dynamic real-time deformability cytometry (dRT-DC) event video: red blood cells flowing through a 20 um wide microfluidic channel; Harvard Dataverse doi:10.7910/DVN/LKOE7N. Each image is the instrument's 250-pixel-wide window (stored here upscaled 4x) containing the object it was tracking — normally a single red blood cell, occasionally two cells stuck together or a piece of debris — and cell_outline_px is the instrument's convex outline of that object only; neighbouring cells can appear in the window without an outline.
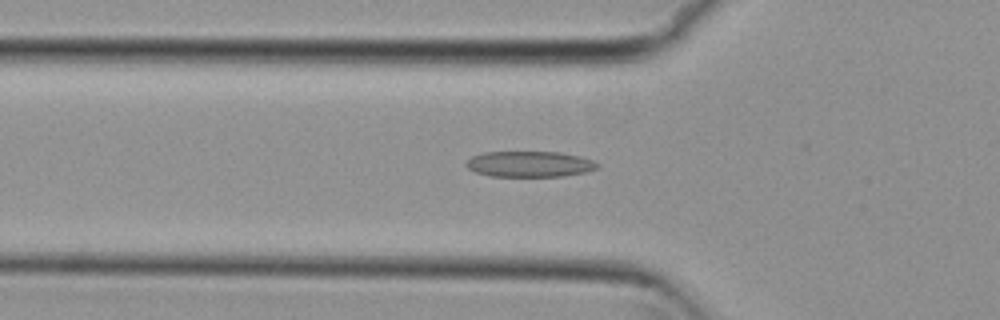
{"species": "common noctule bat (a hibernating species)", "species_latin": "Nyctalus noctula", "temperature_condition": "cold", "stored_images_in_passage": 55, "camera_frame_rate_fps": 3000, "um_per_image_px": 0.085, "animal": {"sex": "female", "body_mass_g": 29.2, "forearm_length_mm": 56.3}, "frame": {"image": 1, "passage_image": 19, "time_ms": 6.0, "image_size_px": [1000, 320], "cell_outline_px": [[600, 168], [588, 172], [564, 176], [488, 176], [476, 172], [468, 168], [464, 164], [472, 156], [484, 152], [560, 152], [580, 156], [592, 160], [600, 164]], "centroid_in_image_um": [45.06, 13.95], "position_along_channel_um": 80.7, "area_um2": 19.88}}
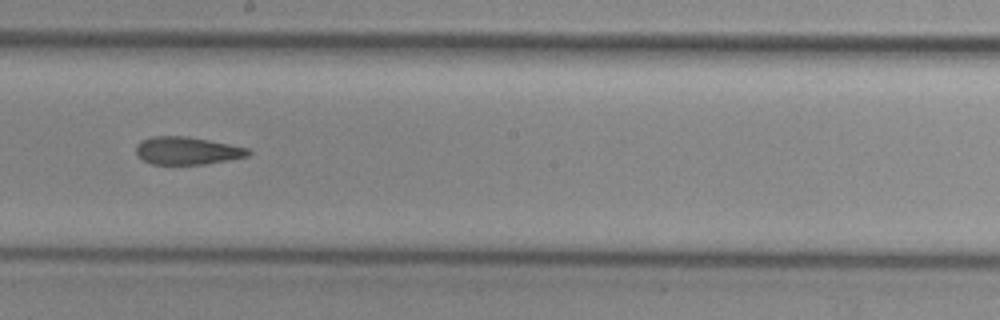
{"frame": {"image": 2, "passage_image": 31, "time_ms": 10.0, "image_size_px": [1000, 320], "cell_outline_px": [[252, 152], [248, 156], [228, 160], [204, 164], [152, 164], [144, 160], [136, 152], [136, 144], [140, 140], [152, 136], [188, 136], [248, 148]], "centroid_in_image_um": [15.89, 12.8], "position_along_channel_um": 232.3, "area_um2": 18.03}}
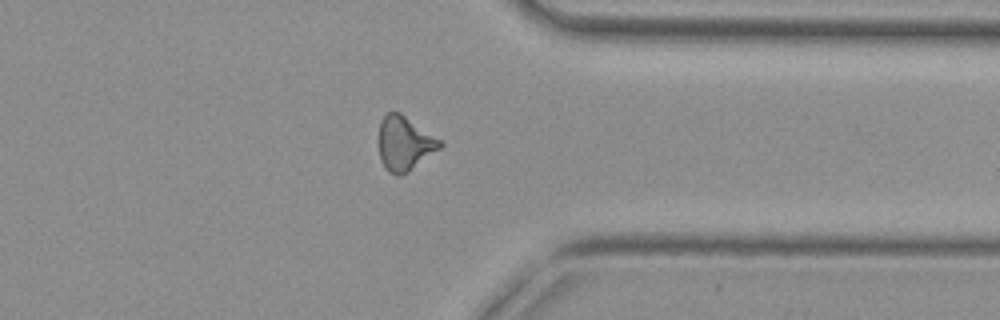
{"frame": {"image": 3, "passage_image": 43, "time_ms": 14.0, "image_size_px": [1000, 320], "cell_outline_px": [[444, 144], [440, 148], [408, 172], [400, 176], [396, 176], [388, 172], [384, 168], [380, 160], [376, 140], [380, 120], [388, 112], [400, 112], [444, 140]], "centroid_in_image_um": [34.36, 12.18], "position_along_channel_um": 377.0, "area_um2": 20.17}, "authors_computed_cell_mechanics": {"area_um2": 19.1318, "velocity_mm_per_s": 3.7681, "shape_relaxation_time_tau1_ms": null, "shape_relaxation_time_tau2_ms": 5.3389, "deformation_change_tau1": null, "deformation_change_tau2": 0.1623}}